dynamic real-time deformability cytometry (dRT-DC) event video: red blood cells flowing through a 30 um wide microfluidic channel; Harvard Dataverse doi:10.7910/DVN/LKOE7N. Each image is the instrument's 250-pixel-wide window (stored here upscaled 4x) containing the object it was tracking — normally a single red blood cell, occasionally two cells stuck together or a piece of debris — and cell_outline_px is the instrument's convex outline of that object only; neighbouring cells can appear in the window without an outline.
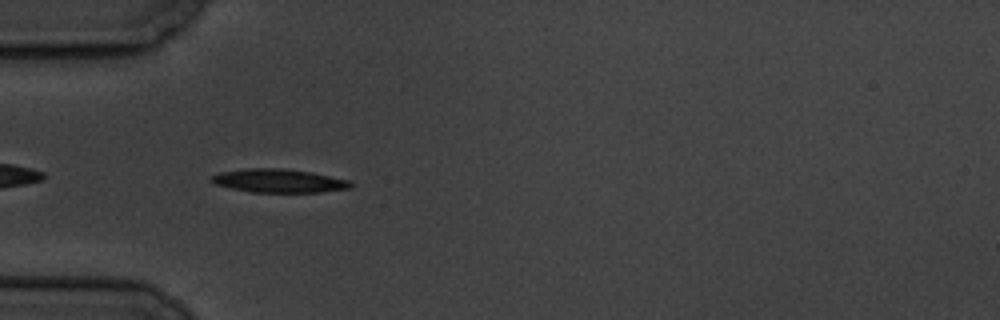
{"species": "common noctule bat (a hibernating species)", "species_latin": "Nyctalus noctula", "temperature_condition": "cold", "stored_images_in_passage": 5, "camera_frame_rate_fps": 3000, "um_per_image_px": 0.085, "animal": {"sex": "male", "body_mass_g": 19.5, "forearm_length_mm": 54.6}, "frame": {"image": 1, "passage_image": 4, "time_ms": 4.333, "image_size_px": [1000, 320], "cell_outline_px": [[352, 188], [320, 192], [252, 192], [232, 188], [216, 184], [212, 180], [212, 176], [220, 172], [248, 168], [280, 168], [312, 172], [348, 180], [352, 184]], "centroid_in_image_um": [23.73, 15.36], "position_along_channel_um": 61.3, "area_um2": 18.84}}
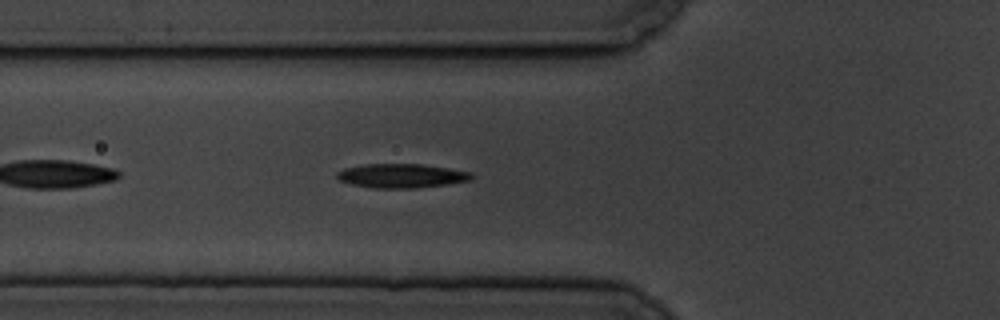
{"frame": {"image": 2, "passage_image": 5, "time_ms": 5.333, "image_size_px": [1000, 320], "cell_outline_px": [[476, 176], [472, 180], [448, 184], [416, 188], [372, 188], [352, 184], [340, 180], [336, 176], [336, 172], [344, 168], [364, 164], [420, 164], [448, 168], [472, 172]], "centroid_in_image_um": [34.16, 14.94], "position_along_channel_um": 91.6, "area_um2": 19.02}}